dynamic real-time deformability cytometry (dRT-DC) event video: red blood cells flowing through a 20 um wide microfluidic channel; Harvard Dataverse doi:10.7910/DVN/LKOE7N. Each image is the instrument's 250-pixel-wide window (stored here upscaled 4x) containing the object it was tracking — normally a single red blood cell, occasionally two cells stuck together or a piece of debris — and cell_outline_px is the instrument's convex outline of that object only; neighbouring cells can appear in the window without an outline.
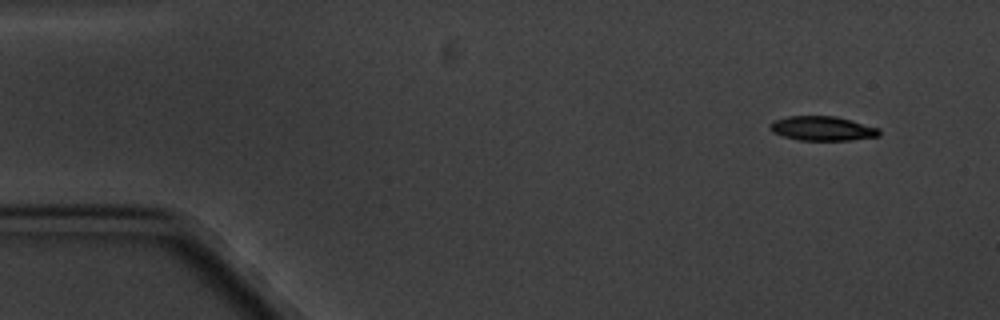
{"species": "common noctule bat (a hibernating species)", "species_latin": "Nyctalus noctula", "temperature_condition": "cold", "stored_images_in_passage": 5, "camera_frame_rate_fps": 3000, "um_per_image_px": 0.085, "animal": {"sex": "male", "body_mass_g": 20.1, "forearm_length_mm": 53.5}, "frame": {"image": 1, "passage_image": 1, "time_ms": 0.0, "image_size_px": [1000, 320], "cell_outline_px": [[880, 136], [852, 140], [800, 140], [784, 136], [772, 132], [772, 124], [776, 120], [788, 116], [836, 116], [852, 120], [880, 128]], "centroid_in_image_um": [69.99, 10.92], "position_along_channel_um": 15.0, "area_um2": 15.37}}
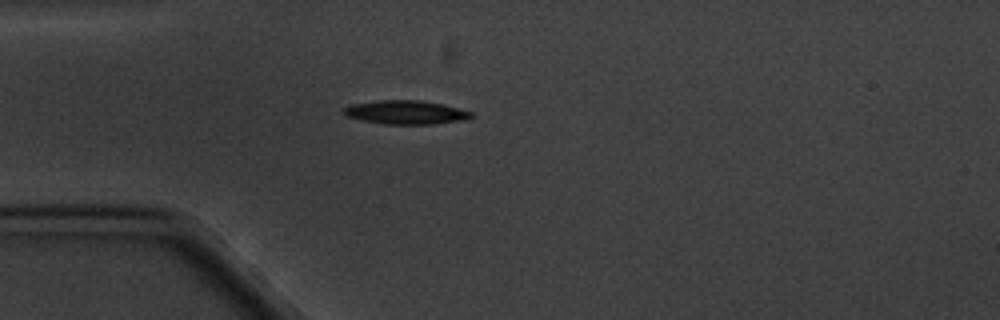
{"frame": {"image": 2, "passage_image": 4, "time_ms": 3.667, "image_size_px": [1000, 320], "cell_outline_px": [[472, 116], [468, 120], [432, 124], [384, 124], [364, 120], [348, 116], [344, 112], [344, 108], [352, 104], [376, 100], [420, 100], [440, 104], [472, 112]], "centroid_in_image_um": [34.52, 9.55], "position_along_channel_um": 50.5, "area_um2": 17.4}}